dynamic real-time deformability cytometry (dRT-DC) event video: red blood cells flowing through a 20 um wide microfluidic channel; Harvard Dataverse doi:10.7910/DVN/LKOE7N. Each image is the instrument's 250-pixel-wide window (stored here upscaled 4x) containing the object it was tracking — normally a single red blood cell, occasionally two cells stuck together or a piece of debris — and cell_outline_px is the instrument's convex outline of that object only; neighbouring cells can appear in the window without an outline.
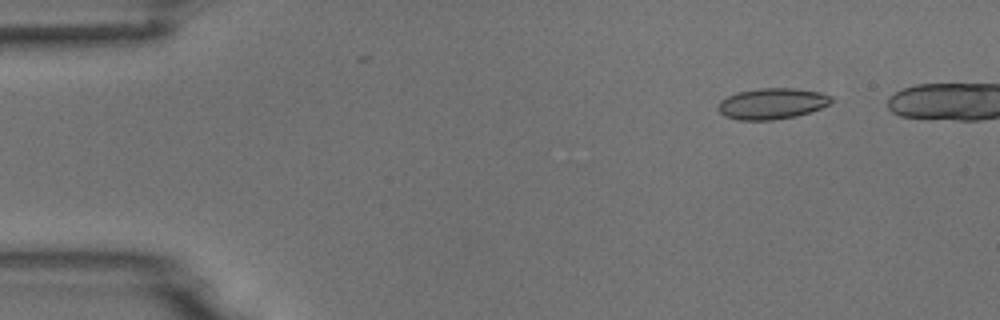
{"species": "common noctule bat (a hibernating species)", "species_latin": "Nyctalus noctula", "temperature_condition": "room temperature", "stored_images_in_passage": 7, "camera_frame_rate_fps": 3000, "um_per_image_px": 0.085, "animal": {"sex": "male", "body_mass_g": 18.8}, "frame": {"image": 1, "passage_image": 2, "time_ms": 1.333, "image_size_px": [1000, 320], "cell_outline_px": [[832, 100], [828, 104], [820, 108], [796, 116], [772, 120], [736, 120], [724, 116], [716, 108], [720, 100], [736, 92], [760, 88], [796, 88], [820, 92], [832, 96]], "centroid_in_image_um": [65.58, 8.8], "position_along_channel_um": 19.4, "area_um2": 20.52}}